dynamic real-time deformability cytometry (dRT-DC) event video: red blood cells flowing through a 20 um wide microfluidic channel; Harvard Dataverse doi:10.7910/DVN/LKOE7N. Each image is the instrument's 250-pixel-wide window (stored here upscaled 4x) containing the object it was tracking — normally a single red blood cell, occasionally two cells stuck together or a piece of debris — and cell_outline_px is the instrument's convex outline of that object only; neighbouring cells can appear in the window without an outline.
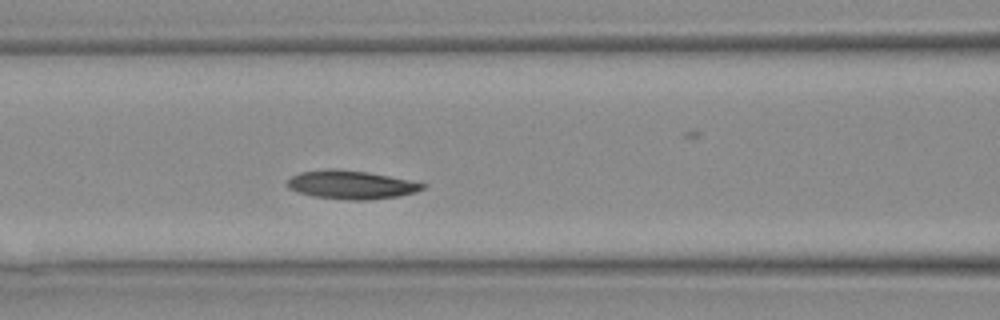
{"species": "Egyptian fruit bat (a non-hibernating species)", "species_latin": "Rousettus aegyptiacus", "temperature_condition": "warm", "stored_images_in_passage": 23, "camera_frame_rate_fps": 3000, "um_per_image_px": 0.085, "animal": {"sex": "female"}, "frame": {"image": 1, "passage_image": 7, "time_ms": 2.0, "image_size_px": [1000, 320], "cell_outline_px": [[428, 184], [424, 188], [416, 192], [400, 196], [368, 200], [348, 200], [312, 196], [296, 192], [288, 188], [288, 180], [292, 176], [300, 172], [328, 168], [332, 168], [368, 172]], "centroid_in_image_um": [29.84, 15.71], "position_along_channel_um": 136.8, "area_um2": 22.54}}
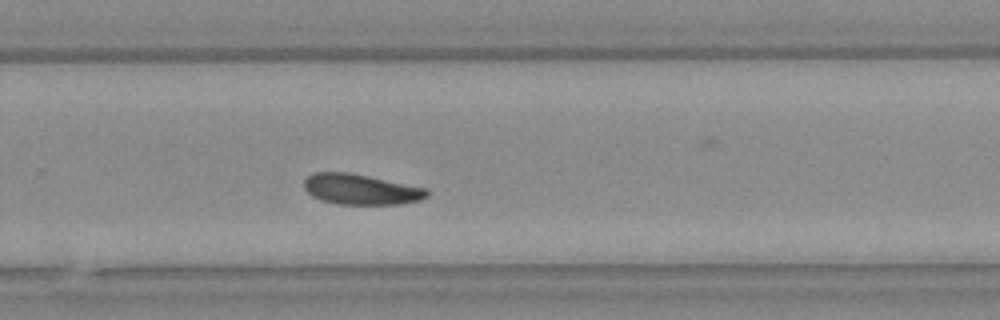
{"frame": {"image": 2, "passage_image": 14, "time_ms": 4.333, "image_size_px": [1000, 320], "cell_outline_px": [[428, 196], [420, 200], [400, 204], [336, 204], [320, 200], [312, 196], [304, 188], [304, 180], [312, 172], [348, 172], [368, 176], [424, 188], [428, 192]], "centroid_in_image_um": [30.61, 16.1], "position_along_channel_um": 299.2, "area_um2": 21.68}}